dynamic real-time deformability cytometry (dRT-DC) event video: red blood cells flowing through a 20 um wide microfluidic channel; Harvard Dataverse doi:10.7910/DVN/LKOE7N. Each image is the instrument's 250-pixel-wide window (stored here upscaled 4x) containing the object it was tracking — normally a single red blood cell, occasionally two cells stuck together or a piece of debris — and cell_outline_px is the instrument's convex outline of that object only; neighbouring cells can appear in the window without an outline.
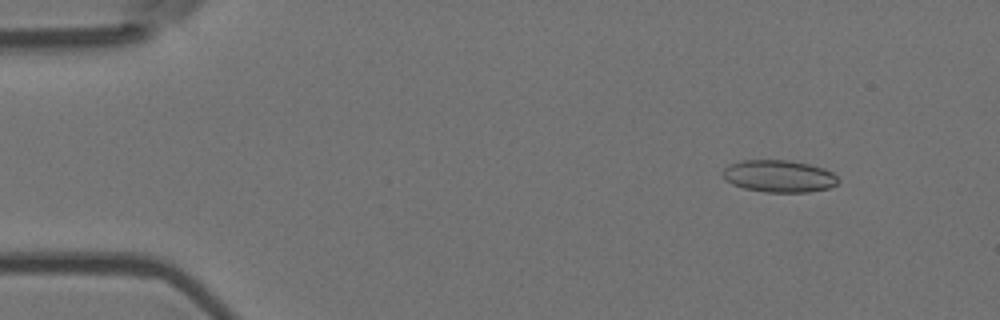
{"species": "Egyptian fruit bat (a non-hibernating species)", "species_latin": "Rousettus aegyptiacus", "temperature_condition": "room temperature", "stored_images_in_passage": 4, "camera_frame_rate_fps": 3000, "um_per_image_px": 0.085, "animal": {"sex": "female"}, "frame": {"image": 1, "passage_image": 1, "time_ms": 0.0, "image_size_px": [1000, 320], "cell_outline_px": [[840, 180], [836, 184], [828, 188], [808, 192], [764, 192], [744, 188], [732, 184], [724, 180], [724, 168], [728, 164], [740, 160], [788, 160], [808, 164], [824, 168], [832, 172]], "centroid_in_image_um": [66.2, 14.97], "position_along_channel_um": 18.8, "area_um2": 21.68}}